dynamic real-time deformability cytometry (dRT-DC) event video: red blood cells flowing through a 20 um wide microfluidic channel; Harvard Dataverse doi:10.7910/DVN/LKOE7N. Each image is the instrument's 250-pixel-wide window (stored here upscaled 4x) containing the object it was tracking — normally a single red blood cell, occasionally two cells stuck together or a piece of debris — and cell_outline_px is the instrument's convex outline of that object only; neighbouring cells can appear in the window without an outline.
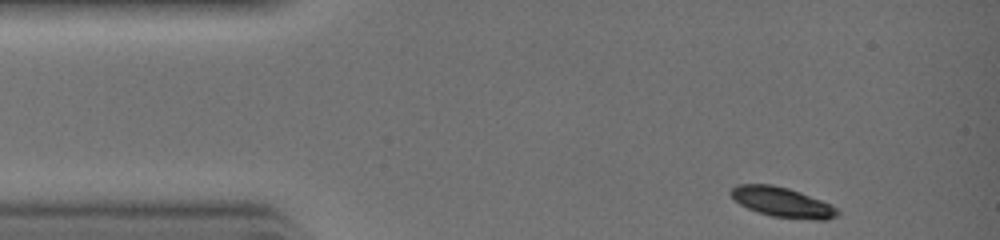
{"species": "common noctule bat (a hibernating species)", "species_latin": "Nyctalus noctula", "temperature_condition": "warm", "stored_images_in_passage": 26, "camera_frame_rate_fps": 3000, "um_per_image_px": 0.085, "animal": {"sex": "female", "body_mass_g": 19.0, "forearm_length_mm": 51.5}, "frame": {"image": 1, "passage_image": 1, "time_ms": 0.0, "image_size_px": [1000, 240], "cell_outline_px": [[840, 212], [836, 216], [828, 220], [812, 220], [772, 216], [756, 212], [740, 204], [728, 192], [736, 184], [772, 184], [788, 188], [800, 192], [820, 200], [836, 208]], "centroid_in_image_um": [66.47, 17.19], "position_along_channel_um": 18.5, "area_um2": 18.5}}
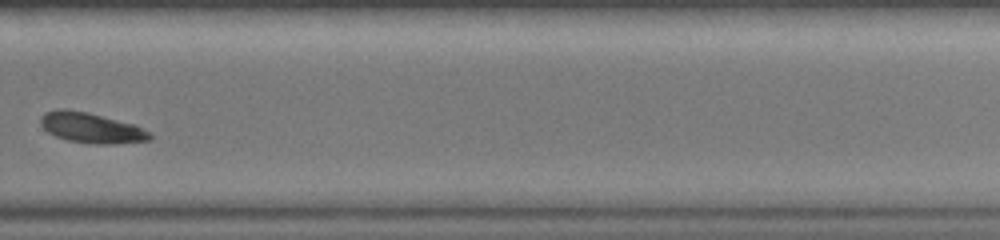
{"frame": {"image": 2, "passage_image": 20, "time_ms": 6.333, "image_size_px": [1000, 240], "cell_outline_px": [[152, 140], [116, 144], [100, 144], [68, 140], [56, 136], [48, 132], [40, 124], [40, 116], [44, 112], [56, 108], [64, 108], [88, 112], [136, 124], [152, 132]], "centroid_in_image_um": [7.8, 10.85], "position_along_channel_um": 322.0, "area_um2": 19.65}}
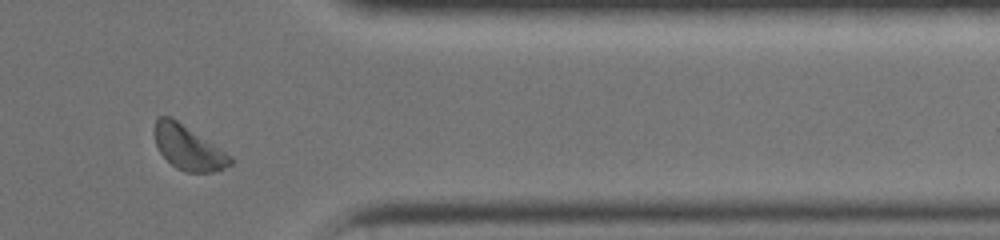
{"frame": {"image": 3, "passage_image": 24, "time_ms": 7.667, "image_size_px": [1000, 240], "cell_outline_px": [[232, 164], [224, 168], [212, 172], [188, 172], [176, 168], [160, 152], [156, 144], [152, 132], [156, 120], [160, 116], [168, 116], [176, 120], [220, 148], [232, 156]], "centroid_in_image_um": [15.98, 12.56], "position_along_channel_um": 395.4, "area_um2": 19.31}}